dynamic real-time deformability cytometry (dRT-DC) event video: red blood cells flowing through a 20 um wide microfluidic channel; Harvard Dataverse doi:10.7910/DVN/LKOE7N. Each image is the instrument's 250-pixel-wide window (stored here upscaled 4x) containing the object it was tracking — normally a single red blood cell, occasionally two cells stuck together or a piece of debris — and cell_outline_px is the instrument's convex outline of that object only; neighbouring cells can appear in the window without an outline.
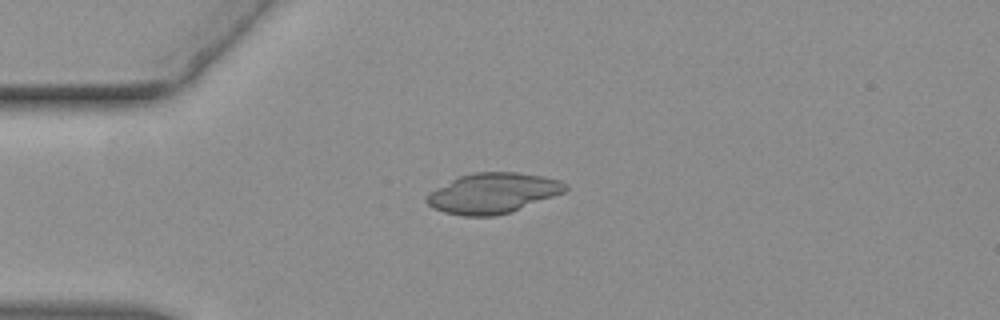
{"species": "common noctule bat (a hibernating species)", "species_latin": "Nyctalus noctula", "temperature_condition": "warm", "stored_images_in_passage": 34, "camera_frame_rate_fps": 3000, "um_per_image_px": 0.085, "animal": {"sex": "female", "body_mass_g": 19.3, "forearm_length_mm": 54.1}, "frame": {"image": 1, "passage_image": 1, "time_ms": 0.0, "image_size_px": [1000, 320], "cell_outline_px": [[560, 192], [508, 212], [484, 216], [476, 216], [448, 212], [436, 208], [428, 200], [428, 196], [456, 180], [464, 176], [484, 172], [504, 172], [532, 176], [552, 180]], "centroid_in_image_um": [41.78, 16.44], "position_along_channel_um": 43.2, "area_um2": 28.78}}
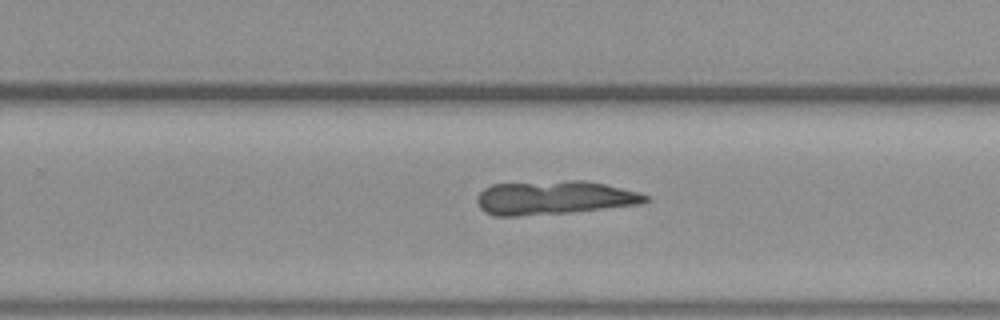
{"frame": {"image": 2, "passage_image": 18, "time_ms": 5.667, "image_size_px": [1000, 320], "cell_outline_px": [[648, 200], [628, 204], [560, 212], [488, 212], [480, 204], [480, 196], [488, 188], [496, 184], [600, 184], [648, 196]], "centroid_in_image_um": [47.12, 16.8], "position_along_channel_um": 282.7, "area_um2": 27.69}}
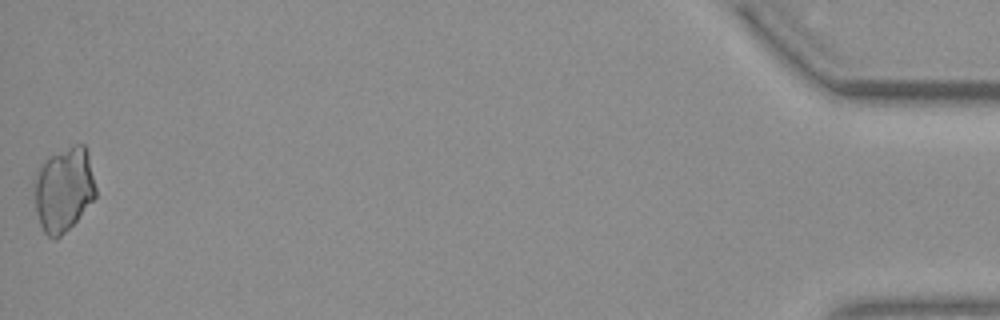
{"frame": {"image": 3, "passage_image": 34, "time_ms": 11.0, "image_size_px": [1000, 320], "cell_outline_px": [[96, 196], [76, 220], [72, 224], [56, 236], [48, 232], [44, 228], [40, 220], [36, 200], [36, 192], [40, 176], [48, 160], [84, 148], [96, 192]], "centroid_in_image_um": [5.48, 16.24], "position_along_channel_um": 429.7, "area_um2": 25.95}}